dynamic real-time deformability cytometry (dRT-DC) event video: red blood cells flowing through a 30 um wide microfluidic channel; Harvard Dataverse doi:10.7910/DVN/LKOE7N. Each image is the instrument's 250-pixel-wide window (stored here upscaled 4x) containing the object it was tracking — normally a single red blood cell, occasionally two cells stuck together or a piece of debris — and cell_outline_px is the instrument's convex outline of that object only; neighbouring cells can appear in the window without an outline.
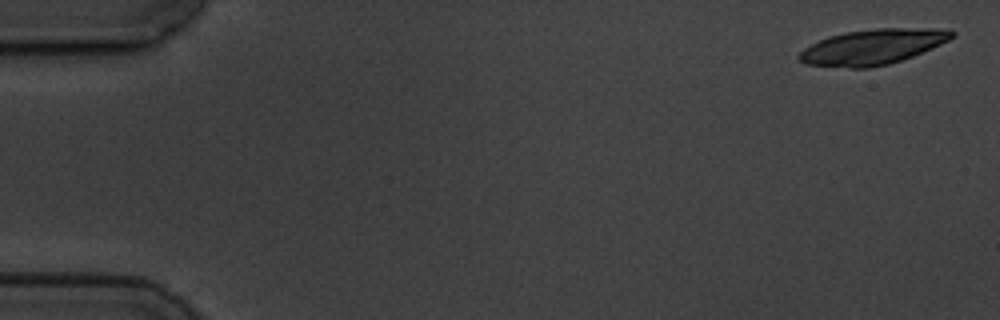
{"species": "common noctule bat (a hibernating species)", "species_latin": "Nyctalus noctula", "temperature_condition": "cold", "stored_images_in_passage": 4, "camera_frame_rate_fps": 3000, "um_per_image_px": 0.085, "animal": {"sex": "male", "body_mass_g": 19.5, "forearm_length_mm": 54.6}, "frame": {"image": 1, "passage_image": 1, "time_ms": 0.0, "image_size_px": [1000, 320], "cell_outline_px": [[956, 36], [932, 48], [912, 56], [888, 64], [868, 68], [852, 68], [804, 64], [796, 56], [804, 48], [828, 36], [844, 32], [876, 28], [932, 28], [956, 32]], "centroid_in_image_um": [74.15, 3.98], "position_along_channel_um": 10.8, "area_um2": 31.27}}